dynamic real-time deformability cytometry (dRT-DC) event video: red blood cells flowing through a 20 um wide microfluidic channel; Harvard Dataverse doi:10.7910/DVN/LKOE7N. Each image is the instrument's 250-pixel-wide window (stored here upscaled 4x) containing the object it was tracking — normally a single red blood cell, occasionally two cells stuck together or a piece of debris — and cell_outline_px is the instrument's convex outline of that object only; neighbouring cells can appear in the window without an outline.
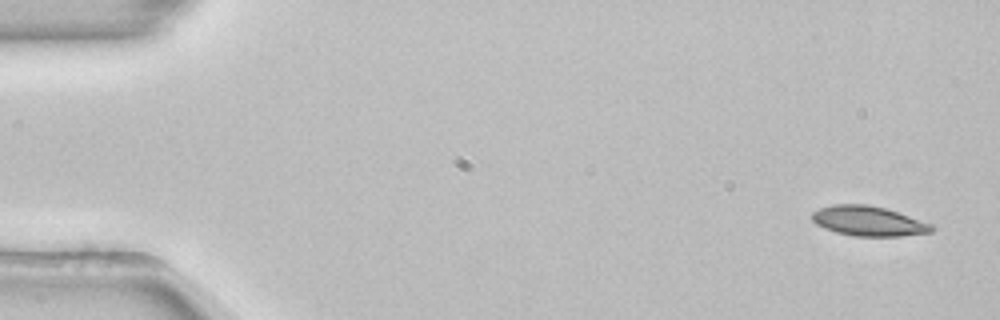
{"species": "common noctule bat (a hibernating species)", "species_latin": "Nyctalus noctula", "temperature_condition": "room temperature", "stored_images_in_passage": 52, "camera_frame_rate_fps": 3000, "um_per_image_px": 0.085, "animal": {"sex": "female", "body_mass_g": 22.7, "forearm_length_mm": 54.2}, "frame": {"image": 1, "passage_image": 1, "time_ms": 0.0, "image_size_px": [1000, 320], "cell_outline_px": [[936, 228], [932, 232], [900, 236], [852, 236], [836, 232], [824, 228], [816, 224], [812, 220], [812, 212], [820, 208], [832, 204], [868, 204], [884, 208], [932, 224]], "centroid_in_image_um": [73.8, 18.79], "position_along_channel_um": 11.2, "area_um2": 20.75}}
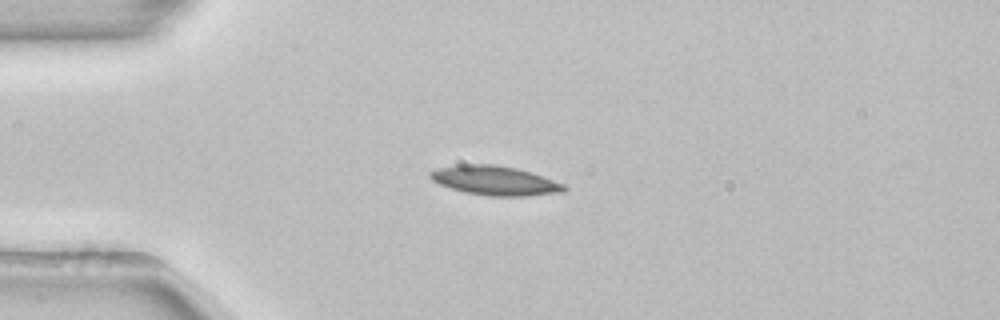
{"frame": {"image": 2, "passage_image": 12, "time_ms": 3.667, "image_size_px": [1000, 320], "cell_outline_px": [[568, 188], [564, 192], [528, 196], [488, 196], [464, 192], [440, 184], [432, 180], [428, 176], [428, 172], [440, 168], [460, 164], [492, 164], [516, 168], [532, 172], [544, 176], [564, 184]], "centroid_in_image_um": [42.1, 15.35], "position_along_channel_um": 42.9, "area_um2": 22.95}}
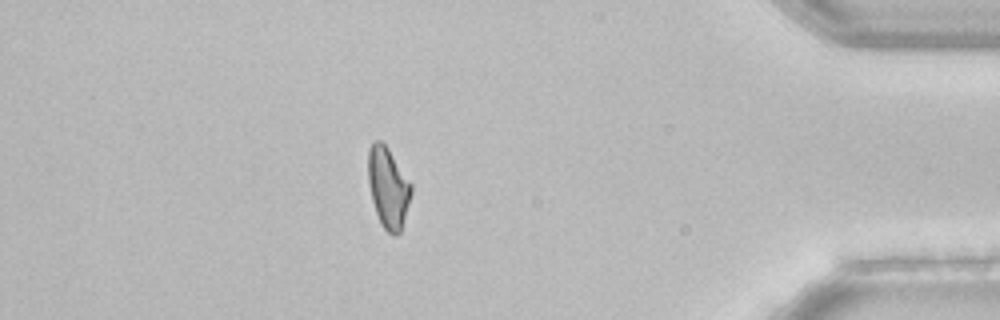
{"frame": {"image": 3, "passage_image": 45, "time_ms": 14.667, "image_size_px": [1000, 320], "cell_outline_px": [[412, 192], [400, 232], [396, 236], [392, 236], [380, 224], [372, 200], [368, 184], [368, 148], [372, 140], [380, 140], [388, 148], [412, 184]], "centroid_in_image_um": [32.97, 15.93], "position_along_channel_um": 402.2, "area_um2": 20.35}}